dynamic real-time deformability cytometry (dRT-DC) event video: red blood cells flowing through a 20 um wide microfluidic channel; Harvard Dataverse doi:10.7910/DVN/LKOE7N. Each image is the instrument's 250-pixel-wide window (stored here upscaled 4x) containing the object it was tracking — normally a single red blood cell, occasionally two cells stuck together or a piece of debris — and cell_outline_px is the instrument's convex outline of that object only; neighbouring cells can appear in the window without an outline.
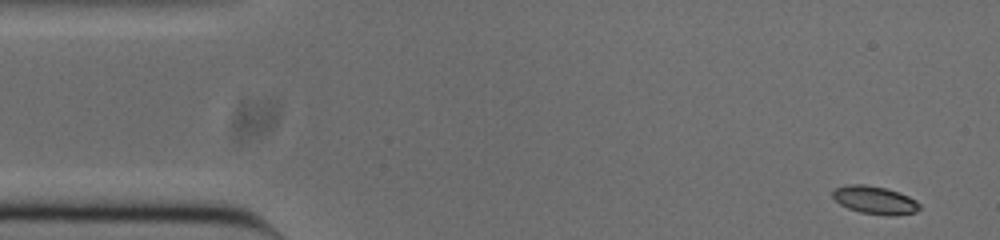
{"species": "common noctule bat (a hibernating species)", "species_latin": "Nyctalus noctula", "temperature_condition": "cold", "stored_images_in_passage": 11, "camera_frame_rate_fps": 3000, "um_per_image_px": 0.085, "animal": {"sex": "male", "body_mass_g": 20.0, "forearm_length_mm": 53.3}, "frame": {"image": 1, "passage_image": 1, "time_ms": 0.0, "image_size_px": [1000, 240], "cell_outline_px": [[920, 208], [916, 212], [860, 212], [848, 208], [840, 204], [832, 196], [832, 192], [836, 188], [848, 184], [864, 184], [884, 188], [900, 192], [916, 200], [920, 204]], "centroid_in_image_um": [74.3, 16.94], "position_along_channel_um": 10.7, "area_um2": 13.29}}